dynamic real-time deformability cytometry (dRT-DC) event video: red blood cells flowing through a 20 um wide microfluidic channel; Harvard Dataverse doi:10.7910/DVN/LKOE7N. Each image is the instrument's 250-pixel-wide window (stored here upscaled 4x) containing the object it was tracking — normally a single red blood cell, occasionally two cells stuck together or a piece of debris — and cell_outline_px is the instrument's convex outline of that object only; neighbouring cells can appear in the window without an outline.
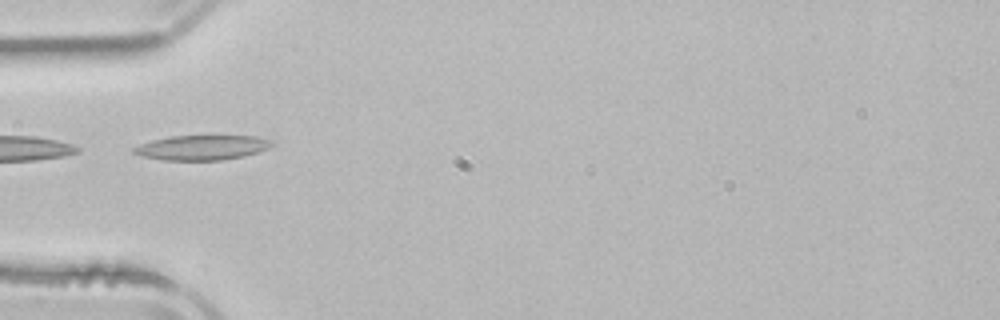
{"species": "common noctule bat (a hibernating species)", "species_latin": "Nyctalus noctula", "temperature_condition": "room temperature", "stored_images_in_passage": 2, "camera_frame_rate_fps": 3000, "um_per_image_px": 0.085, "animal": {"sex": "male", "body_mass_g": 21.5, "forearm_length_mm": 52.0}, "frame": {"image": 1, "passage_image": 2, "time_ms": 1.667, "image_size_px": [1000, 320], "cell_outline_px": [[272, 144], [268, 148], [244, 156], [220, 160], [164, 160], [140, 156], [132, 152], [132, 148], [140, 144], [152, 140], [172, 136], [256, 136], [272, 140]], "centroid_in_image_um": [17.13, 12.54], "position_along_channel_um": 67.9, "area_um2": 19.83}}